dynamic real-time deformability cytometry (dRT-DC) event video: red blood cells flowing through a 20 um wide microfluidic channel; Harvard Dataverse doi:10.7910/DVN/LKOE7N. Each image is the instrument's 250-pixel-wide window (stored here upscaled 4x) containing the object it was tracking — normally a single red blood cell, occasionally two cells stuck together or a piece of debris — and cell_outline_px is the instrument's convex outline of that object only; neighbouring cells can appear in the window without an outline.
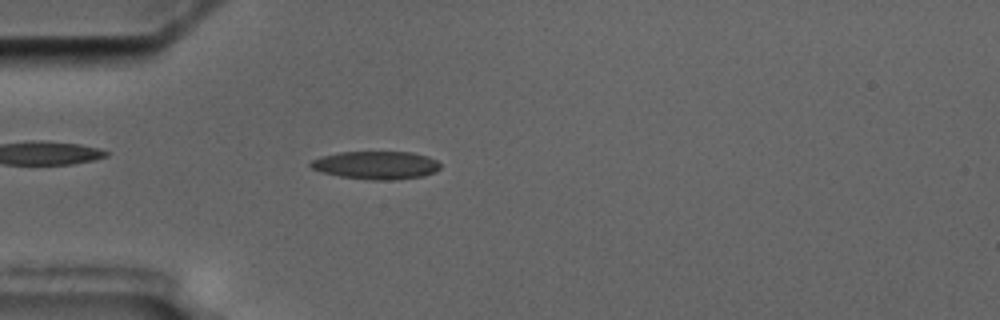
{"species": "common noctule bat (a hibernating species)", "species_latin": "Nyctalus noctula", "temperature_condition": "cold", "stored_images_in_passage": 6, "camera_frame_rate_fps": 3000, "um_per_image_px": 0.085, "animal": {"sex": "male", "body_mass_g": 17.5, "forearm_length_mm": 52.3}, "frame": {"image": 1, "passage_image": 6, "time_ms": 5.667, "image_size_px": [1000, 320], "cell_outline_px": [[440, 168], [436, 172], [424, 176], [392, 180], [376, 180], [340, 176], [324, 172], [312, 168], [308, 164], [312, 160], [320, 156], [340, 152], [412, 152], [428, 156], [436, 160], [440, 164]], "centroid_in_image_um": [32.0, 14.03], "position_along_channel_um": 53.0, "area_um2": 21.15}}